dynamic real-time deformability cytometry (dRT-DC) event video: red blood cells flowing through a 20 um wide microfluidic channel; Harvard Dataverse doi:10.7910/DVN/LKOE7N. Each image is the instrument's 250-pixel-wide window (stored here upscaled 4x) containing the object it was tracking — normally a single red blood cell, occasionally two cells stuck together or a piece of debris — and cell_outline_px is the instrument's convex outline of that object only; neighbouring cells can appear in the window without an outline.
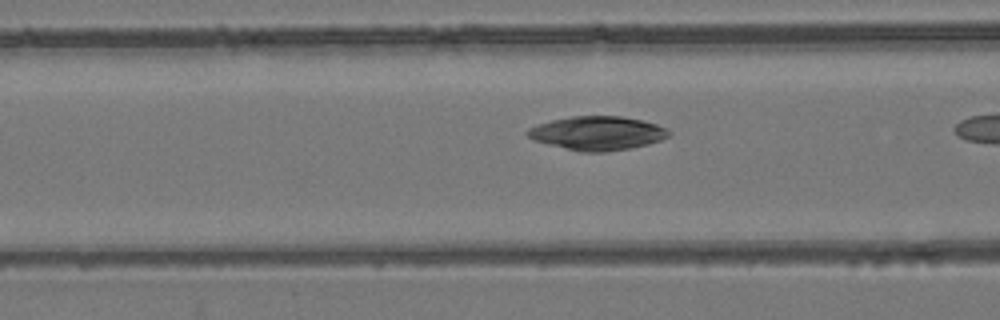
{"species": "common noctule bat (a hibernating species)", "species_latin": "Nyctalus noctula", "temperature_condition": "room temperature", "stored_images_in_passage": 11, "camera_frame_rate_fps": 3000, "um_per_image_px": 0.085, "animal": {"sex": "female", "body_mass_g": 24.6, "forearm_length_mm": 56.2}, "frame": {"image": 1, "passage_image": 10, "time_ms": 3.0, "image_size_px": [1000, 320], "cell_outline_px": [[672, 132], [668, 136], [660, 140], [648, 144], [608, 152], [580, 152], [532, 140], [524, 132], [528, 128], [536, 124], [552, 120], [572, 116], [620, 116], [640, 120], [656, 124], [668, 128]], "centroid_in_image_um": [50.75, 11.32], "position_along_channel_um": 115.9, "area_um2": 27.92}}